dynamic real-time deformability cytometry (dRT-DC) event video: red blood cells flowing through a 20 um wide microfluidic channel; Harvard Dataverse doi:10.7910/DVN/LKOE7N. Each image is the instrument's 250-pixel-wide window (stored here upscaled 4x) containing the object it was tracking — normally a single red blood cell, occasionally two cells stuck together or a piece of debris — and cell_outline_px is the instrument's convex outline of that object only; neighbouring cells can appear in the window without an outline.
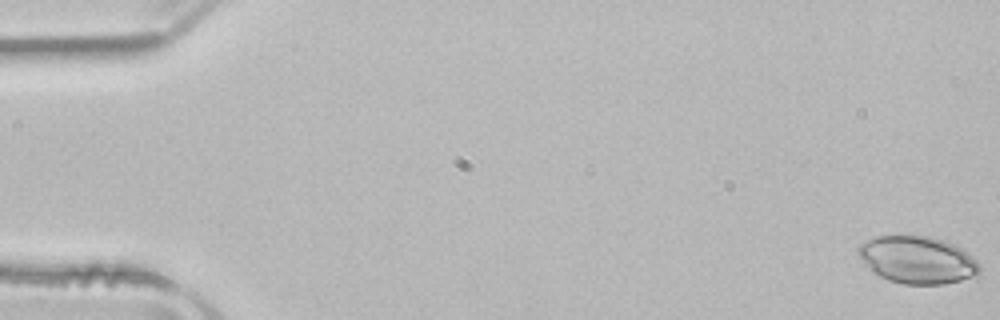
{"species": "common noctule bat (a hibernating species)", "species_latin": "Nyctalus noctula", "temperature_condition": "room temperature", "stored_images_in_passage": 52, "camera_frame_rate_fps": 3000, "um_per_image_px": 0.085, "animal": {"sex": "male", "body_mass_g": 21.5, "forearm_length_mm": 52.0}, "frame": {"image": 1, "passage_image": 1, "time_ms": 0.0, "image_size_px": [1000, 320], "cell_outline_px": [[980, 272], [976, 276], [944, 284], [904, 284], [888, 280], [872, 272], [856, 252], [856, 248], [864, 240], [876, 236], [900, 232], [928, 236], [944, 240], [960, 248], [972, 256], [976, 260], [980, 268]], "centroid_in_image_um": [77.92, 22.04], "position_along_channel_um": 7.1, "area_um2": 34.22}}
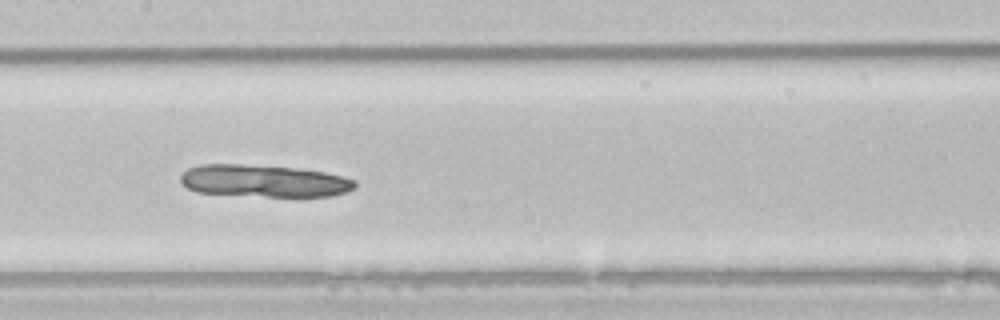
{"frame": {"image": 2, "passage_image": 26, "time_ms": 8.333, "image_size_px": [1000, 320], "cell_outline_px": [[356, 188], [348, 192], [332, 196], [304, 200], [300, 200], [200, 192], [188, 188], [180, 180], [180, 176], [188, 168], [200, 164], [244, 164], [296, 168], [324, 172], [344, 176], [356, 180]], "centroid_in_image_um": [22.57, 15.43], "position_along_channel_um": 184.8, "area_um2": 34.16}}
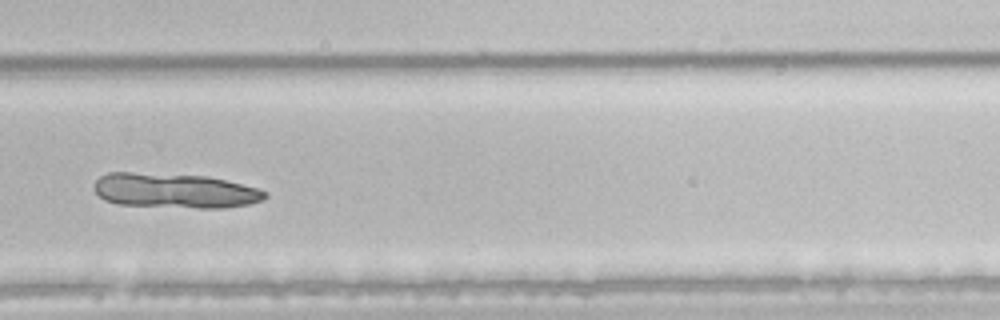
{"frame": {"image": 3, "passage_image": 36, "time_ms": 11.667, "image_size_px": [1000, 320], "cell_outline_px": [[268, 196], [264, 200], [248, 204], [224, 208], [200, 208], [116, 204], [104, 200], [92, 188], [92, 184], [100, 176], [108, 172], [132, 172], [208, 176], [256, 188], [268, 192]], "centroid_in_image_um": [14.82, 16.21], "position_along_channel_um": 315.0, "area_um2": 34.8}}